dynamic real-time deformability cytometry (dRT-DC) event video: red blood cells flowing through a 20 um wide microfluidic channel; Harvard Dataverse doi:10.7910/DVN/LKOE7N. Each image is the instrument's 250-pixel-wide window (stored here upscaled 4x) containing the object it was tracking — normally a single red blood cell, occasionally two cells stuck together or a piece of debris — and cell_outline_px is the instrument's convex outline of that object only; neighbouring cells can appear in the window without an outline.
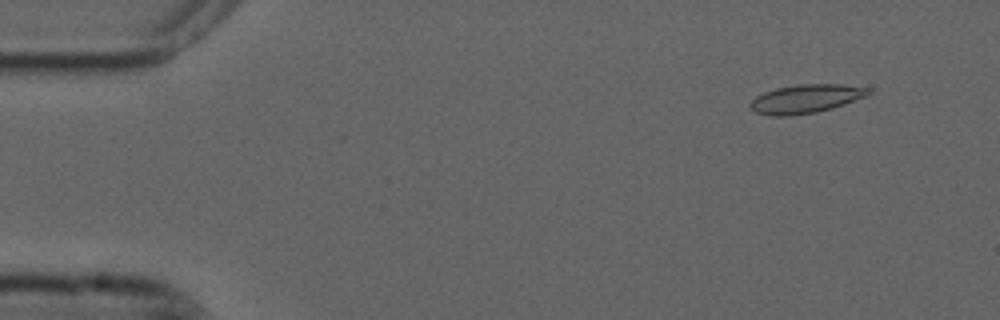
{"species": "common noctule bat (a hibernating species)", "species_latin": "Nyctalus noctula", "temperature_condition": "cold", "stored_images_in_passage": 3, "camera_frame_rate_fps": 3000, "um_per_image_px": 0.085, "animal": {"sex": "male", "forearm_length_mm": 52.5}, "frame": {"image": 1, "passage_image": 3, "time_ms": 0.667, "image_size_px": [1000, 320], "cell_outline_px": [[872, 92], [868, 96], [832, 108], [816, 112], [788, 116], [772, 116], [756, 112], [748, 104], [756, 96], [764, 92], [776, 88], [800, 84], [840, 84], [868, 88]], "centroid_in_image_um": [68.5, 8.39], "position_along_channel_um": 16.5, "area_um2": 19.65}}